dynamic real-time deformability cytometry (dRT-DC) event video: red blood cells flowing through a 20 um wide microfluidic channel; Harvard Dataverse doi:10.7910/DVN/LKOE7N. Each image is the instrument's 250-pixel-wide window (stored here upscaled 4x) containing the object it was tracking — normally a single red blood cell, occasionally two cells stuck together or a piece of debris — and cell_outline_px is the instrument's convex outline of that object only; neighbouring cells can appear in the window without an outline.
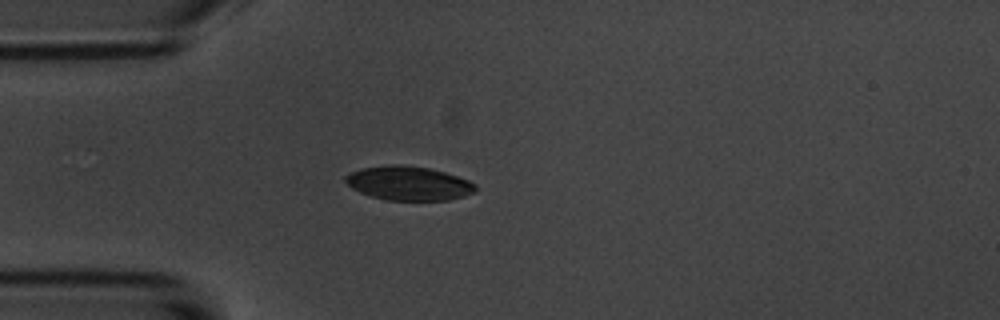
{"species": "common noctule bat (a hibernating species)", "species_latin": "Nyctalus noctula", "temperature_condition": "room temperature", "stored_images_in_passage": 21, "camera_frame_rate_fps": 3000, "um_per_image_px": 0.085, "animal": {"sex": "male", "body_mass_g": 20.1, "forearm_length_mm": 53.5}, "frame": {"image": 1, "passage_image": 15, "time_ms": 4.667, "image_size_px": [1000, 320], "cell_outline_px": [[476, 192], [464, 196], [448, 200], [384, 200], [360, 192], [352, 188], [344, 180], [344, 176], [348, 172], [360, 168], [392, 164], [400, 164], [428, 168], [444, 172], [468, 180], [476, 184]], "centroid_in_image_um": [34.71, 15.57], "position_along_channel_um": 50.3, "area_um2": 25.89}}
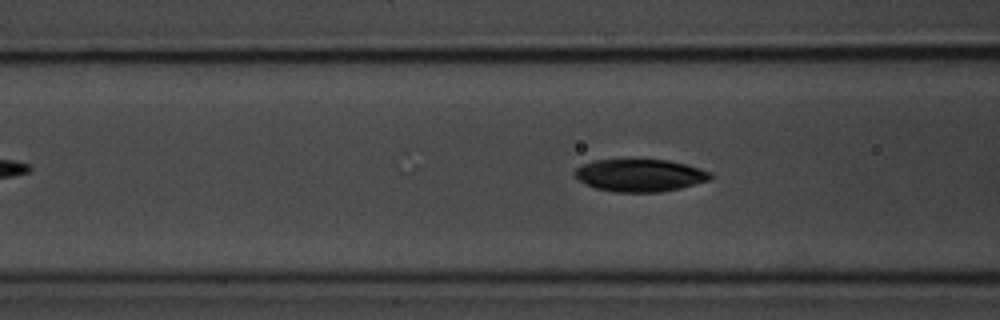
{"frame": {"image": 2, "passage_image": 21, "time_ms": 6.667, "image_size_px": [1000, 320], "cell_outline_px": [[712, 176], [708, 180], [680, 188], [660, 192], [616, 192], [596, 188], [580, 180], [572, 172], [580, 164], [592, 160], [668, 160], [700, 168], [712, 172]], "centroid_in_image_um": [54.37, 14.9], "position_along_channel_um": 112.2, "area_um2": 25.49}}